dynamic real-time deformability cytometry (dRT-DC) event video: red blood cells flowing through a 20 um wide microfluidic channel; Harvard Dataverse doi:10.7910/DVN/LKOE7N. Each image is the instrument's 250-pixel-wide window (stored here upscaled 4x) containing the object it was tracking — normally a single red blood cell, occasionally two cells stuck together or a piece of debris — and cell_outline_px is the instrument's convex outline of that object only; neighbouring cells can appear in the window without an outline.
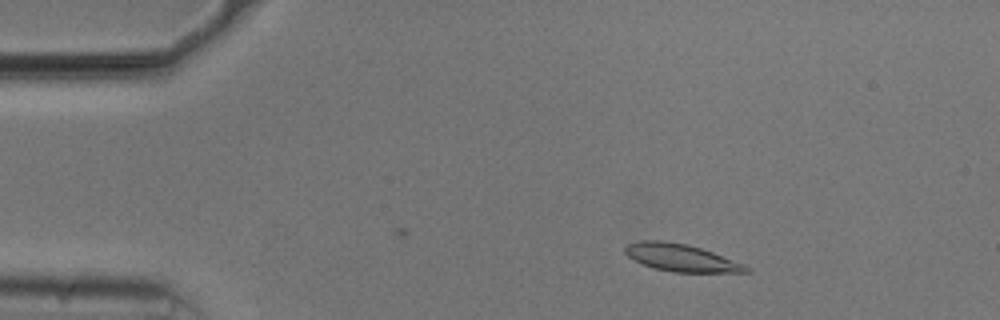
{"species": "common noctule bat (a hibernating species)", "species_latin": "Nyctalus noctula", "temperature_condition": "cold", "stored_images_in_passage": 49, "camera_frame_rate_fps": 3000, "um_per_image_px": 0.085, "animal": {"sex": "male", "body_mass_g": 20.5, "forearm_length_mm": 52.5}, "frame": {"image": 1, "passage_image": 4, "time_ms": 1.0, "image_size_px": [1000, 320], "cell_outline_px": [[752, 272], [672, 272], [656, 268], [644, 264], [628, 256], [624, 252], [624, 248], [628, 244], [640, 240], [660, 240], [688, 244], [712, 252], [744, 264], [752, 268]], "centroid_in_image_um": [57.91, 21.9], "position_along_channel_um": 27.1, "area_um2": 19.13}}
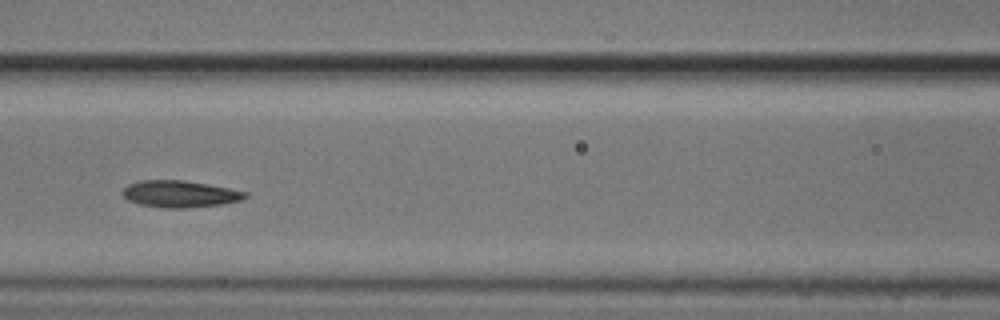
{"frame": {"image": 2, "passage_image": 19, "time_ms": 6.0, "image_size_px": [1000, 320], "cell_outline_px": [[248, 196], [240, 200], [224, 204], [184, 208], [164, 208], [140, 204], [128, 200], [124, 196], [124, 188], [128, 184], [140, 180], [184, 180], [208, 184], [248, 192]], "centroid_in_image_um": [15.31, 16.48], "position_along_channel_um": 151.3, "area_um2": 19.07}}
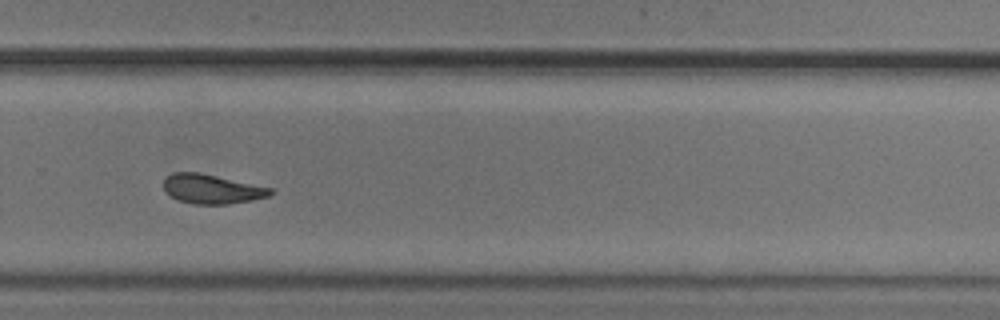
{"frame": {"image": 3, "passage_image": 32, "time_ms": 10.333, "image_size_px": [1000, 320], "cell_outline_px": [[276, 192], [268, 196], [252, 200], [228, 204], [192, 204], [180, 200], [164, 192], [164, 176], [172, 172], [200, 172], [272, 188]], "centroid_in_image_um": [17.99, 16.05], "position_along_channel_um": 311.8, "area_um2": 18.38}, "authors_computed_cell_mechanics": {"area_um2": 18.3804, "velocity_mm_per_s": 3.7166, "shape_relaxation_time_tau1_ms": 4.9972, "shape_relaxation_time_tau2_ms": 2.9354, "deformation_change_tau1": 0.1446, "deformation_change_tau2": 0.1013}}